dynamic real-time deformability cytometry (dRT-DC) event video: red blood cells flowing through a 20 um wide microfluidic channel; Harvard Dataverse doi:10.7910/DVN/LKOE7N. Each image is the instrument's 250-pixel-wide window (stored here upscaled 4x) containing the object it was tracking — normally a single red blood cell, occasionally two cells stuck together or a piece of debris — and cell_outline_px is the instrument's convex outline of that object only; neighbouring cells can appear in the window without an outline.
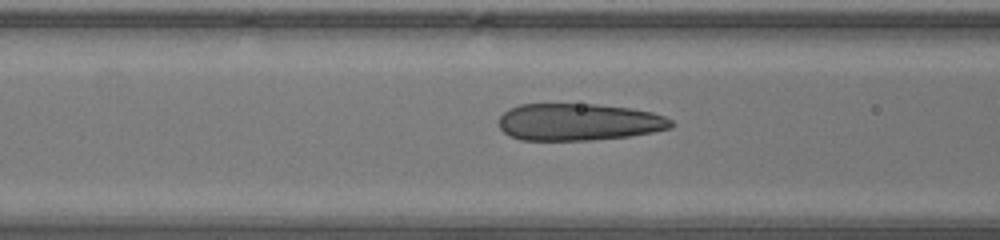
{"species": "human", "species_latin": "Homo sapiens", "temperature_condition": "warm", "stored_images_in_passage": 30, "camera_frame_rate_fps": 3000, "um_per_image_px": 0.085, "donor": {"sex": "male"}, "frame": {"image": 1, "passage_image": 10, "time_ms": 3.0, "image_size_px": [1000, 240], "cell_outline_px": [[676, 124], [672, 128], [652, 132], [628, 136], [592, 140], [520, 140], [508, 136], [500, 128], [500, 116], [508, 108], [520, 104], [596, 104], [632, 108], [652, 112], [664, 116], [672, 120]], "centroid_in_image_um": [49.2, 10.37], "position_along_channel_um": 117.4, "area_um2": 37.51}}
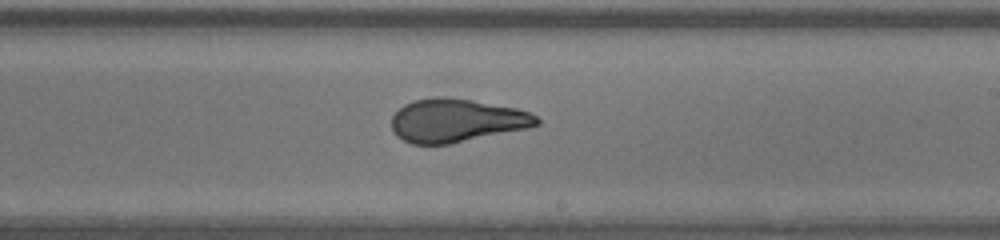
{"frame": {"image": 2, "passage_image": 19, "time_ms": 6.0, "image_size_px": [1000, 240], "cell_outline_px": [[540, 124], [528, 128], [452, 144], [412, 144], [396, 136], [392, 128], [392, 116], [404, 104], [412, 100], [440, 96], [472, 100], [516, 108], [532, 112], [540, 120]], "centroid_in_image_um": [38.81, 10.24], "position_along_channel_um": 250.2, "area_um2": 36.82}}
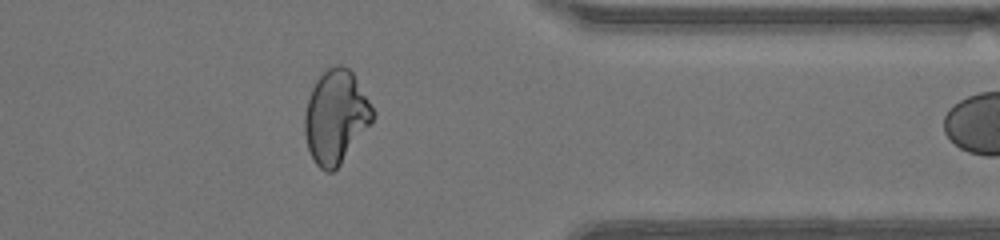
{"frame": {"image": 3, "passage_image": 29, "time_ms": 9.333, "image_size_px": [1000, 240], "cell_outline_px": [[376, 116], [340, 164], [332, 172], [328, 172], [320, 168], [316, 164], [308, 148], [304, 132], [304, 116], [308, 100], [312, 88], [316, 80], [328, 68], [336, 64], [340, 64], [348, 68], [352, 72], [376, 112]], "centroid_in_image_um": [28.54, 9.91], "position_along_channel_um": 382.9, "area_um2": 36.65}}